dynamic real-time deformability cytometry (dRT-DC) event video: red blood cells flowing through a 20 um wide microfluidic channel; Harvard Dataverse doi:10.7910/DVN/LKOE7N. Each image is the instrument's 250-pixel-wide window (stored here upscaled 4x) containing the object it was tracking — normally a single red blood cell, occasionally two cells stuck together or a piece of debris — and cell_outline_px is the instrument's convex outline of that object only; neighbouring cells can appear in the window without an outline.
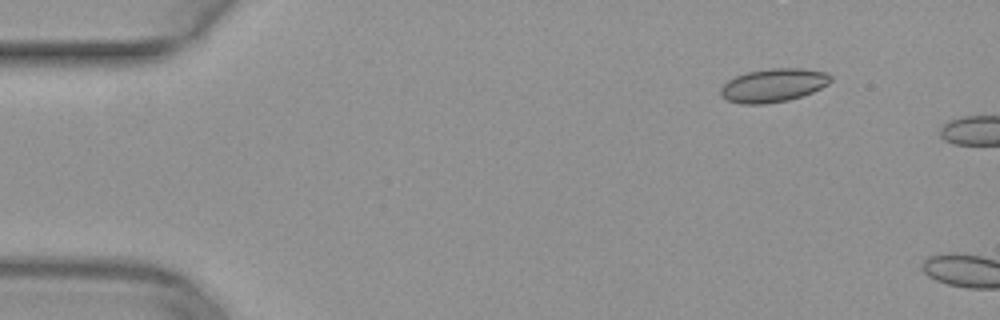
{"species": "common noctule bat (a hibernating species)", "species_latin": "Nyctalus noctula", "temperature_condition": "warm", "stored_images_in_passage": 4, "camera_frame_rate_fps": 3000, "um_per_image_px": 0.085, "animal": {"sex": "female", "body_mass_g": 29.2, "forearm_length_mm": 56.3}, "frame": {"image": 1, "passage_image": 1, "time_ms": 0.0, "image_size_px": [1000, 320], "cell_outline_px": [[832, 80], [828, 84], [812, 92], [788, 100], [764, 104], [740, 104], [728, 100], [720, 96], [720, 88], [728, 80], [736, 76], [748, 72], [768, 68], [800, 68], [828, 72], [832, 76]], "centroid_in_image_um": [65.73, 7.24], "position_along_channel_um": 19.3, "area_um2": 21.5}}